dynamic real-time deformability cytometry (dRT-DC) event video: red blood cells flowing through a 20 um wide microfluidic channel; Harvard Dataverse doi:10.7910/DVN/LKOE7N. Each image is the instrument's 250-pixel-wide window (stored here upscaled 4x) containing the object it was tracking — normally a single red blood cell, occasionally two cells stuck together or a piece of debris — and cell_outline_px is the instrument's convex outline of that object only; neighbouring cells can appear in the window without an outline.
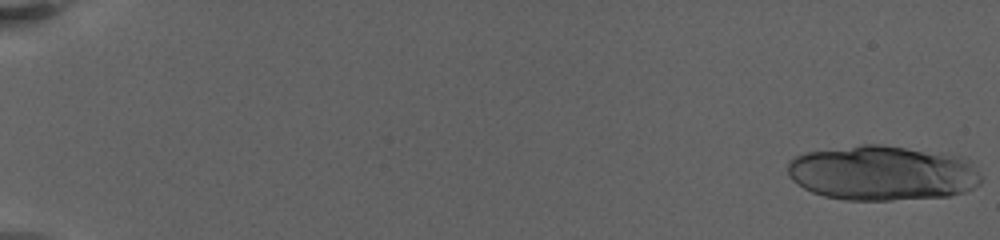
{"species": "human", "species_latin": "Homo sapiens", "temperature_condition": "warm", "stored_images_in_passage": 27, "camera_frame_rate_fps": 3000, "um_per_image_px": 0.085, "donor": {"sex": "female"}, "frame": {"image": 1, "passage_image": 1, "time_ms": 0.0, "image_size_px": [1000, 240], "cell_outline_px": [[980, 184], [964, 192], [948, 196], [892, 200], [844, 200], [824, 196], [812, 192], [804, 188], [792, 180], [788, 176], [788, 160], [804, 152], [864, 144], [880, 144], [964, 156], [972, 160], [980, 176]], "centroid_in_image_um": [75.01, 14.7], "position_along_channel_um": 10.0, "area_um2": 62.42}}
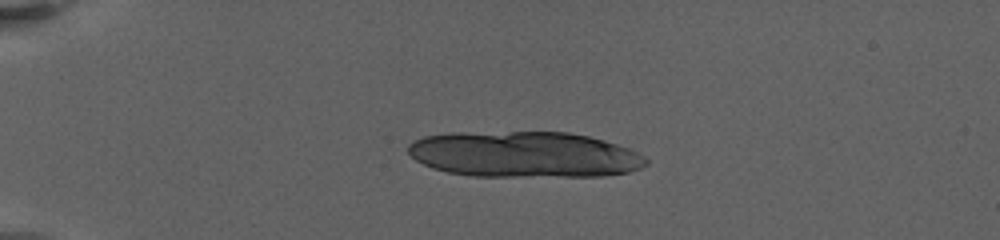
{"frame": {"image": 2, "passage_image": 19, "time_ms": 5.333, "image_size_px": [1000, 240], "cell_outline_px": [[648, 164], [640, 168], [628, 172], [600, 176], [472, 176], [448, 172], [432, 168], [416, 160], [408, 152], [408, 144], [412, 140], [424, 136], [448, 132], [568, 132], [588, 136], [604, 140], [628, 148], [644, 156], [648, 160]], "centroid_in_image_um": [44.54, 13.12], "position_along_channel_um": 40.5, "area_um2": 63.93}}